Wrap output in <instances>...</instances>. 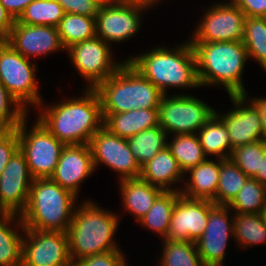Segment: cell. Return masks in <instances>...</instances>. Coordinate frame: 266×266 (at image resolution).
I'll return each mask as SVG.
<instances>
[{
  "mask_svg": "<svg viewBox=\"0 0 266 266\" xmlns=\"http://www.w3.org/2000/svg\"><path fill=\"white\" fill-rule=\"evenodd\" d=\"M95 90L100 98L102 113L158 108L164 96L127 60H123L118 70Z\"/></svg>",
  "mask_w": 266,
  "mask_h": 266,
  "instance_id": "obj_6",
  "label": "cell"
},
{
  "mask_svg": "<svg viewBox=\"0 0 266 266\" xmlns=\"http://www.w3.org/2000/svg\"><path fill=\"white\" fill-rule=\"evenodd\" d=\"M147 10L138 5H130L105 0L96 15V36L106 43L129 40L137 34L141 26V12Z\"/></svg>",
  "mask_w": 266,
  "mask_h": 266,
  "instance_id": "obj_14",
  "label": "cell"
},
{
  "mask_svg": "<svg viewBox=\"0 0 266 266\" xmlns=\"http://www.w3.org/2000/svg\"><path fill=\"white\" fill-rule=\"evenodd\" d=\"M229 207L215 204L209 211L208 223L202 236L195 242L206 266H223L229 236L233 237L234 219H229Z\"/></svg>",
  "mask_w": 266,
  "mask_h": 266,
  "instance_id": "obj_17",
  "label": "cell"
},
{
  "mask_svg": "<svg viewBox=\"0 0 266 266\" xmlns=\"http://www.w3.org/2000/svg\"><path fill=\"white\" fill-rule=\"evenodd\" d=\"M105 0H58L65 13L96 17Z\"/></svg>",
  "mask_w": 266,
  "mask_h": 266,
  "instance_id": "obj_40",
  "label": "cell"
},
{
  "mask_svg": "<svg viewBox=\"0 0 266 266\" xmlns=\"http://www.w3.org/2000/svg\"><path fill=\"white\" fill-rule=\"evenodd\" d=\"M247 92L244 95L229 96L235 109L221 114L215 113L223 120L227 129L232 148L250 144L259 140H265L261 117L256 107L249 102L247 105Z\"/></svg>",
  "mask_w": 266,
  "mask_h": 266,
  "instance_id": "obj_18",
  "label": "cell"
},
{
  "mask_svg": "<svg viewBox=\"0 0 266 266\" xmlns=\"http://www.w3.org/2000/svg\"><path fill=\"white\" fill-rule=\"evenodd\" d=\"M110 45L99 37L76 43L66 50L77 72L89 82L86 88L95 89L114 74L123 62L112 57ZM114 61H113V60Z\"/></svg>",
  "mask_w": 266,
  "mask_h": 266,
  "instance_id": "obj_10",
  "label": "cell"
},
{
  "mask_svg": "<svg viewBox=\"0 0 266 266\" xmlns=\"http://www.w3.org/2000/svg\"><path fill=\"white\" fill-rule=\"evenodd\" d=\"M77 207L66 232L72 262L87 256L120 250L113 239L119 224L118 215L89 200L83 201Z\"/></svg>",
  "mask_w": 266,
  "mask_h": 266,
  "instance_id": "obj_4",
  "label": "cell"
},
{
  "mask_svg": "<svg viewBox=\"0 0 266 266\" xmlns=\"http://www.w3.org/2000/svg\"><path fill=\"white\" fill-rule=\"evenodd\" d=\"M261 216H262L264 222L266 223V198H265V202H264V207L262 208V211H261Z\"/></svg>",
  "mask_w": 266,
  "mask_h": 266,
  "instance_id": "obj_49",
  "label": "cell"
},
{
  "mask_svg": "<svg viewBox=\"0 0 266 266\" xmlns=\"http://www.w3.org/2000/svg\"><path fill=\"white\" fill-rule=\"evenodd\" d=\"M94 169L99 163L111 168L120 176L119 180L140 177L141 167L132 154L126 138L118 137L102 127L90 139Z\"/></svg>",
  "mask_w": 266,
  "mask_h": 266,
  "instance_id": "obj_12",
  "label": "cell"
},
{
  "mask_svg": "<svg viewBox=\"0 0 266 266\" xmlns=\"http://www.w3.org/2000/svg\"><path fill=\"white\" fill-rule=\"evenodd\" d=\"M250 102L256 107L257 111L259 112L266 140V97L252 98Z\"/></svg>",
  "mask_w": 266,
  "mask_h": 266,
  "instance_id": "obj_45",
  "label": "cell"
},
{
  "mask_svg": "<svg viewBox=\"0 0 266 266\" xmlns=\"http://www.w3.org/2000/svg\"><path fill=\"white\" fill-rule=\"evenodd\" d=\"M186 175L180 169L176 158L172 155L170 149L159 151L155 157L141 166L140 179L149 182L151 185L157 186L164 191H180V187L174 186L178 181H183ZM169 185H173L172 188Z\"/></svg>",
  "mask_w": 266,
  "mask_h": 266,
  "instance_id": "obj_22",
  "label": "cell"
},
{
  "mask_svg": "<svg viewBox=\"0 0 266 266\" xmlns=\"http://www.w3.org/2000/svg\"><path fill=\"white\" fill-rule=\"evenodd\" d=\"M126 60L164 95L170 87L200 88L196 57L190 40L173 49L156 47Z\"/></svg>",
  "mask_w": 266,
  "mask_h": 266,
  "instance_id": "obj_3",
  "label": "cell"
},
{
  "mask_svg": "<svg viewBox=\"0 0 266 266\" xmlns=\"http://www.w3.org/2000/svg\"><path fill=\"white\" fill-rule=\"evenodd\" d=\"M5 40L0 43V82L24 107L32 104L35 109L43 102L36 80V64L29 62Z\"/></svg>",
  "mask_w": 266,
  "mask_h": 266,
  "instance_id": "obj_8",
  "label": "cell"
},
{
  "mask_svg": "<svg viewBox=\"0 0 266 266\" xmlns=\"http://www.w3.org/2000/svg\"><path fill=\"white\" fill-rule=\"evenodd\" d=\"M94 171L89 144L66 145L50 178L79 197L80 184Z\"/></svg>",
  "mask_w": 266,
  "mask_h": 266,
  "instance_id": "obj_20",
  "label": "cell"
},
{
  "mask_svg": "<svg viewBox=\"0 0 266 266\" xmlns=\"http://www.w3.org/2000/svg\"><path fill=\"white\" fill-rule=\"evenodd\" d=\"M249 177L230 159H220V174L216 197L217 205H228L242 189Z\"/></svg>",
  "mask_w": 266,
  "mask_h": 266,
  "instance_id": "obj_30",
  "label": "cell"
},
{
  "mask_svg": "<svg viewBox=\"0 0 266 266\" xmlns=\"http://www.w3.org/2000/svg\"><path fill=\"white\" fill-rule=\"evenodd\" d=\"M19 150L17 129H11L0 138V175L12 156Z\"/></svg>",
  "mask_w": 266,
  "mask_h": 266,
  "instance_id": "obj_41",
  "label": "cell"
},
{
  "mask_svg": "<svg viewBox=\"0 0 266 266\" xmlns=\"http://www.w3.org/2000/svg\"><path fill=\"white\" fill-rule=\"evenodd\" d=\"M266 153V140H259L233 149L230 159L249 177L260 170L261 156Z\"/></svg>",
  "mask_w": 266,
  "mask_h": 266,
  "instance_id": "obj_37",
  "label": "cell"
},
{
  "mask_svg": "<svg viewBox=\"0 0 266 266\" xmlns=\"http://www.w3.org/2000/svg\"><path fill=\"white\" fill-rule=\"evenodd\" d=\"M15 20L0 3V37L4 40L12 30Z\"/></svg>",
  "mask_w": 266,
  "mask_h": 266,
  "instance_id": "obj_44",
  "label": "cell"
},
{
  "mask_svg": "<svg viewBox=\"0 0 266 266\" xmlns=\"http://www.w3.org/2000/svg\"><path fill=\"white\" fill-rule=\"evenodd\" d=\"M123 205L138 222L152 207L163 189L151 185L140 178L119 181Z\"/></svg>",
  "mask_w": 266,
  "mask_h": 266,
  "instance_id": "obj_24",
  "label": "cell"
},
{
  "mask_svg": "<svg viewBox=\"0 0 266 266\" xmlns=\"http://www.w3.org/2000/svg\"><path fill=\"white\" fill-rule=\"evenodd\" d=\"M196 134L206 156L214 155L218 159H228L232 154L233 148L228 129L216 113Z\"/></svg>",
  "mask_w": 266,
  "mask_h": 266,
  "instance_id": "obj_26",
  "label": "cell"
},
{
  "mask_svg": "<svg viewBox=\"0 0 266 266\" xmlns=\"http://www.w3.org/2000/svg\"><path fill=\"white\" fill-rule=\"evenodd\" d=\"M27 124L26 117L16 128L19 151L24 155L34 179L50 178L66 145L52 135L38 119L30 130H27Z\"/></svg>",
  "mask_w": 266,
  "mask_h": 266,
  "instance_id": "obj_7",
  "label": "cell"
},
{
  "mask_svg": "<svg viewBox=\"0 0 266 266\" xmlns=\"http://www.w3.org/2000/svg\"><path fill=\"white\" fill-rule=\"evenodd\" d=\"M27 112L28 110L22 107L0 82V120L3 121L10 129H16L17 126L27 117Z\"/></svg>",
  "mask_w": 266,
  "mask_h": 266,
  "instance_id": "obj_38",
  "label": "cell"
},
{
  "mask_svg": "<svg viewBox=\"0 0 266 266\" xmlns=\"http://www.w3.org/2000/svg\"><path fill=\"white\" fill-rule=\"evenodd\" d=\"M103 127L121 138H129L159 125L158 108L135 109L123 113H102Z\"/></svg>",
  "mask_w": 266,
  "mask_h": 266,
  "instance_id": "obj_21",
  "label": "cell"
},
{
  "mask_svg": "<svg viewBox=\"0 0 266 266\" xmlns=\"http://www.w3.org/2000/svg\"><path fill=\"white\" fill-rule=\"evenodd\" d=\"M200 87L221 85L229 96L244 95L242 82L247 50L242 41L191 42Z\"/></svg>",
  "mask_w": 266,
  "mask_h": 266,
  "instance_id": "obj_2",
  "label": "cell"
},
{
  "mask_svg": "<svg viewBox=\"0 0 266 266\" xmlns=\"http://www.w3.org/2000/svg\"><path fill=\"white\" fill-rule=\"evenodd\" d=\"M34 0H0L7 12L17 20L24 9Z\"/></svg>",
  "mask_w": 266,
  "mask_h": 266,
  "instance_id": "obj_43",
  "label": "cell"
},
{
  "mask_svg": "<svg viewBox=\"0 0 266 266\" xmlns=\"http://www.w3.org/2000/svg\"><path fill=\"white\" fill-rule=\"evenodd\" d=\"M13 221L20 231L25 229L19 215L0 214V266H22L23 233L11 228Z\"/></svg>",
  "mask_w": 266,
  "mask_h": 266,
  "instance_id": "obj_25",
  "label": "cell"
},
{
  "mask_svg": "<svg viewBox=\"0 0 266 266\" xmlns=\"http://www.w3.org/2000/svg\"><path fill=\"white\" fill-rule=\"evenodd\" d=\"M163 254L159 266H206L193 241L163 239Z\"/></svg>",
  "mask_w": 266,
  "mask_h": 266,
  "instance_id": "obj_35",
  "label": "cell"
},
{
  "mask_svg": "<svg viewBox=\"0 0 266 266\" xmlns=\"http://www.w3.org/2000/svg\"><path fill=\"white\" fill-rule=\"evenodd\" d=\"M248 58L258 61L266 72V17H247L242 40Z\"/></svg>",
  "mask_w": 266,
  "mask_h": 266,
  "instance_id": "obj_34",
  "label": "cell"
},
{
  "mask_svg": "<svg viewBox=\"0 0 266 266\" xmlns=\"http://www.w3.org/2000/svg\"><path fill=\"white\" fill-rule=\"evenodd\" d=\"M214 205L211 200L180 195L174 204L166 239L196 242L205 231L209 211Z\"/></svg>",
  "mask_w": 266,
  "mask_h": 266,
  "instance_id": "obj_16",
  "label": "cell"
},
{
  "mask_svg": "<svg viewBox=\"0 0 266 266\" xmlns=\"http://www.w3.org/2000/svg\"><path fill=\"white\" fill-rule=\"evenodd\" d=\"M57 28L64 49L96 37L95 17L65 13Z\"/></svg>",
  "mask_w": 266,
  "mask_h": 266,
  "instance_id": "obj_29",
  "label": "cell"
},
{
  "mask_svg": "<svg viewBox=\"0 0 266 266\" xmlns=\"http://www.w3.org/2000/svg\"><path fill=\"white\" fill-rule=\"evenodd\" d=\"M216 161L206 159L197 166L190 168L186 172L190 174V177L183 182L185 187L180 190V194L190 199L212 201L217 194L220 174V159Z\"/></svg>",
  "mask_w": 266,
  "mask_h": 266,
  "instance_id": "obj_23",
  "label": "cell"
},
{
  "mask_svg": "<svg viewBox=\"0 0 266 266\" xmlns=\"http://www.w3.org/2000/svg\"><path fill=\"white\" fill-rule=\"evenodd\" d=\"M167 147L176 158L180 169L185 174L190 168L205 161L206 155L197 134L173 135Z\"/></svg>",
  "mask_w": 266,
  "mask_h": 266,
  "instance_id": "obj_32",
  "label": "cell"
},
{
  "mask_svg": "<svg viewBox=\"0 0 266 266\" xmlns=\"http://www.w3.org/2000/svg\"><path fill=\"white\" fill-rule=\"evenodd\" d=\"M247 17H266V0H231Z\"/></svg>",
  "mask_w": 266,
  "mask_h": 266,
  "instance_id": "obj_42",
  "label": "cell"
},
{
  "mask_svg": "<svg viewBox=\"0 0 266 266\" xmlns=\"http://www.w3.org/2000/svg\"><path fill=\"white\" fill-rule=\"evenodd\" d=\"M11 129L0 120V138H2L4 135H6Z\"/></svg>",
  "mask_w": 266,
  "mask_h": 266,
  "instance_id": "obj_48",
  "label": "cell"
},
{
  "mask_svg": "<svg viewBox=\"0 0 266 266\" xmlns=\"http://www.w3.org/2000/svg\"><path fill=\"white\" fill-rule=\"evenodd\" d=\"M164 95L158 107L159 126L173 135L196 134L215 109L194 95Z\"/></svg>",
  "mask_w": 266,
  "mask_h": 266,
  "instance_id": "obj_9",
  "label": "cell"
},
{
  "mask_svg": "<svg viewBox=\"0 0 266 266\" xmlns=\"http://www.w3.org/2000/svg\"><path fill=\"white\" fill-rule=\"evenodd\" d=\"M22 266H68L69 255L66 232L23 230Z\"/></svg>",
  "mask_w": 266,
  "mask_h": 266,
  "instance_id": "obj_13",
  "label": "cell"
},
{
  "mask_svg": "<svg viewBox=\"0 0 266 266\" xmlns=\"http://www.w3.org/2000/svg\"><path fill=\"white\" fill-rule=\"evenodd\" d=\"M233 237L241 248L266 242V223L261 214L235 213Z\"/></svg>",
  "mask_w": 266,
  "mask_h": 266,
  "instance_id": "obj_31",
  "label": "cell"
},
{
  "mask_svg": "<svg viewBox=\"0 0 266 266\" xmlns=\"http://www.w3.org/2000/svg\"><path fill=\"white\" fill-rule=\"evenodd\" d=\"M253 179H256L261 184L266 185V153L265 156H261L260 170L256 173Z\"/></svg>",
  "mask_w": 266,
  "mask_h": 266,
  "instance_id": "obj_47",
  "label": "cell"
},
{
  "mask_svg": "<svg viewBox=\"0 0 266 266\" xmlns=\"http://www.w3.org/2000/svg\"><path fill=\"white\" fill-rule=\"evenodd\" d=\"M245 19V14L232 1L211 5L190 42L242 41Z\"/></svg>",
  "mask_w": 266,
  "mask_h": 266,
  "instance_id": "obj_11",
  "label": "cell"
},
{
  "mask_svg": "<svg viewBox=\"0 0 266 266\" xmlns=\"http://www.w3.org/2000/svg\"><path fill=\"white\" fill-rule=\"evenodd\" d=\"M83 93L82 97L60 101L50 107L42 103L38 106L41 113L37 119L65 145L89 144L93 135L103 127L97 91L86 88Z\"/></svg>",
  "mask_w": 266,
  "mask_h": 266,
  "instance_id": "obj_1",
  "label": "cell"
},
{
  "mask_svg": "<svg viewBox=\"0 0 266 266\" xmlns=\"http://www.w3.org/2000/svg\"><path fill=\"white\" fill-rule=\"evenodd\" d=\"M25 58L32 59L63 50L58 28L45 25H27L16 20L9 35L4 39Z\"/></svg>",
  "mask_w": 266,
  "mask_h": 266,
  "instance_id": "obj_19",
  "label": "cell"
},
{
  "mask_svg": "<svg viewBox=\"0 0 266 266\" xmlns=\"http://www.w3.org/2000/svg\"><path fill=\"white\" fill-rule=\"evenodd\" d=\"M123 4L138 5L146 9L151 8L153 5L157 4L160 0H114Z\"/></svg>",
  "mask_w": 266,
  "mask_h": 266,
  "instance_id": "obj_46",
  "label": "cell"
},
{
  "mask_svg": "<svg viewBox=\"0 0 266 266\" xmlns=\"http://www.w3.org/2000/svg\"><path fill=\"white\" fill-rule=\"evenodd\" d=\"M122 250H112L76 260L78 266H122L126 259Z\"/></svg>",
  "mask_w": 266,
  "mask_h": 266,
  "instance_id": "obj_39",
  "label": "cell"
},
{
  "mask_svg": "<svg viewBox=\"0 0 266 266\" xmlns=\"http://www.w3.org/2000/svg\"><path fill=\"white\" fill-rule=\"evenodd\" d=\"M68 266H78L75 262H71Z\"/></svg>",
  "mask_w": 266,
  "mask_h": 266,
  "instance_id": "obj_50",
  "label": "cell"
},
{
  "mask_svg": "<svg viewBox=\"0 0 266 266\" xmlns=\"http://www.w3.org/2000/svg\"><path fill=\"white\" fill-rule=\"evenodd\" d=\"M167 135L168 133L158 125L127 138L130 150L140 167L167 147Z\"/></svg>",
  "mask_w": 266,
  "mask_h": 266,
  "instance_id": "obj_27",
  "label": "cell"
},
{
  "mask_svg": "<svg viewBox=\"0 0 266 266\" xmlns=\"http://www.w3.org/2000/svg\"><path fill=\"white\" fill-rule=\"evenodd\" d=\"M71 191L62 188L51 178L32 181L28 204L20 215L27 229L67 232L72 221L76 200Z\"/></svg>",
  "mask_w": 266,
  "mask_h": 266,
  "instance_id": "obj_5",
  "label": "cell"
},
{
  "mask_svg": "<svg viewBox=\"0 0 266 266\" xmlns=\"http://www.w3.org/2000/svg\"><path fill=\"white\" fill-rule=\"evenodd\" d=\"M64 10L58 0H34L16 20L27 25H45L58 27L64 17Z\"/></svg>",
  "mask_w": 266,
  "mask_h": 266,
  "instance_id": "obj_33",
  "label": "cell"
},
{
  "mask_svg": "<svg viewBox=\"0 0 266 266\" xmlns=\"http://www.w3.org/2000/svg\"><path fill=\"white\" fill-rule=\"evenodd\" d=\"M33 180L27 161L18 150L0 175V213L20 216L28 204Z\"/></svg>",
  "mask_w": 266,
  "mask_h": 266,
  "instance_id": "obj_15",
  "label": "cell"
},
{
  "mask_svg": "<svg viewBox=\"0 0 266 266\" xmlns=\"http://www.w3.org/2000/svg\"><path fill=\"white\" fill-rule=\"evenodd\" d=\"M265 198L266 185L249 178L227 206L235 213L261 214Z\"/></svg>",
  "mask_w": 266,
  "mask_h": 266,
  "instance_id": "obj_36",
  "label": "cell"
},
{
  "mask_svg": "<svg viewBox=\"0 0 266 266\" xmlns=\"http://www.w3.org/2000/svg\"><path fill=\"white\" fill-rule=\"evenodd\" d=\"M180 191H163L155 200L147 214L139 220L143 227L160 234L166 239L170 226L174 204L180 196Z\"/></svg>",
  "mask_w": 266,
  "mask_h": 266,
  "instance_id": "obj_28",
  "label": "cell"
}]
</instances>
